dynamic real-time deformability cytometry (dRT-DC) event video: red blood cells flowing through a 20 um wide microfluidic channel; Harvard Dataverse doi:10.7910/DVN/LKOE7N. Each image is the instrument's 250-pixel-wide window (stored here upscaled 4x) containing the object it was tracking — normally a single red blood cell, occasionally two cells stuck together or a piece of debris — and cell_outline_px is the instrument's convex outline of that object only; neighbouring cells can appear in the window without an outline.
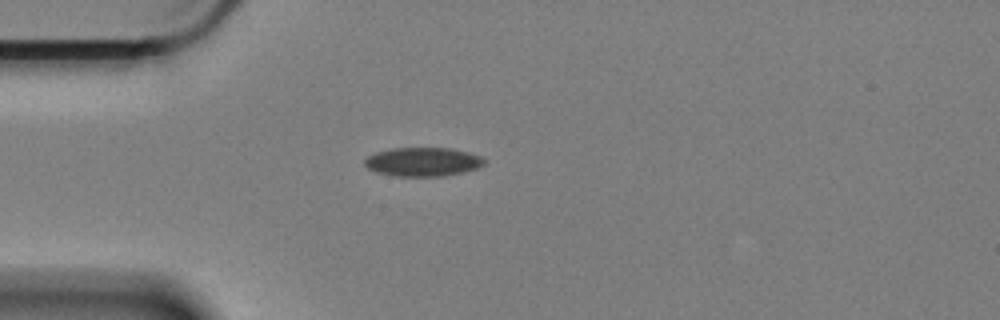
{"species": "Egyptian fruit bat (a non-hibernating species)", "species_latin": "Rousettus aegyptiacus", "temperature_condition": "cold", "stored_images_in_passage": 45, "camera_frame_rate_fps": 3000, "um_per_image_px": 0.085, "animal": {"sex": "female"}, "frame": {"image": 1, "passage_image": 1, "time_ms": 0.0, "image_size_px": [1000, 320], "cell_outline_px": [[488, 160], [484, 164], [476, 168], [464, 172], [440, 176], [396, 176], [376, 172], [368, 168], [364, 164], [364, 160], [368, 156], [376, 152], [392, 148], [452, 148], [468, 152], [480, 156]], "centroid_in_image_um": [35.95, 13.75], "position_along_channel_um": 49.0, "area_um2": 20.11}}
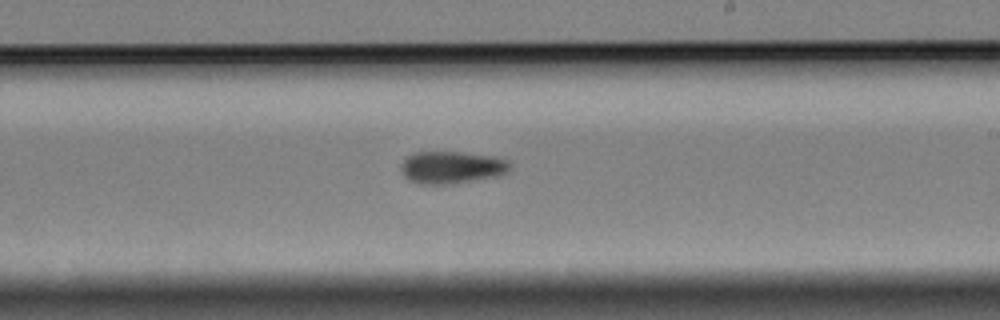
{"frame": {"image": 2, "passage_image": 20, "time_ms": 6.333, "image_size_px": [1000, 320], "cell_outline_px": [[512, 164], [504, 172], [496, 176], [472, 180], [444, 184], [420, 184], [408, 180], [400, 172], [400, 164], [412, 152], [464, 152], [496, 156], [508, 160]], "centroid_in_image_um": [38.34, 14.21], "position_along_channel_um": 250.7, "area_um2": 20.52}}
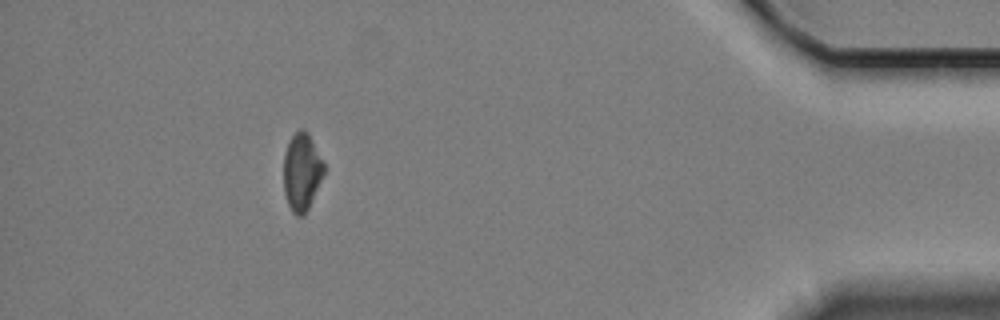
{"frame": {"image": 3, "passage_image": 39, "time_ms": 12.667, "image_size_px": [1000, 320], "cell_outline_px": [[324, 172], [308, 208], [304, 216], [296, 216], [292, 212], [288, 204], [284, 192], [284, 156], [288, 144], [292, 136], [300, 128], [304, 128], [308, 132], [324, 164]], "centroid_in_image_um": [25.64, 14.61], "position_along_channel_um": 409.6, "area_um2": 17.92}, "authors_computed_cell_mechanics": {"area_um2": 19.7676, "velocity_mm_per_s": 3.3539, "shape_relaxation_time_tau1_ms": 3.6403, "shape_relaxation_time_tau2_ms": null, "deformation_change_tau1": 0.0701, "deformation_change_tau2": null}}